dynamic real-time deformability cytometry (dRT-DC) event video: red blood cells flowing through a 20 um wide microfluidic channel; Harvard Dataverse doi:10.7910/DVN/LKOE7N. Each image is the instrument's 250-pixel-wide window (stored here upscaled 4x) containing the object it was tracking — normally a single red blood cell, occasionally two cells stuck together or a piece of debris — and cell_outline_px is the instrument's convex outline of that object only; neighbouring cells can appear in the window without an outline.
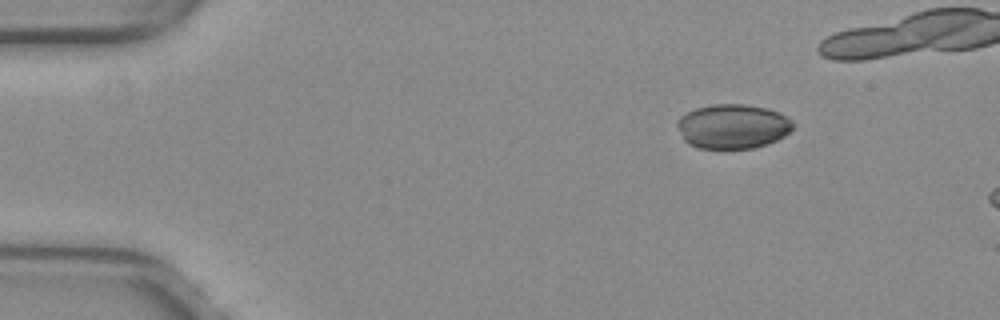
{"species": "common noctule bat (a hibernating species)", "species_latin": "Nyctalus noctula", "temperature_condition": "warm", "stored_images_in_passage": 8, "camera_frame_rate_fps": 3000, "um_per_image_px": 0.085, "animal": {"sex": "female", "body_mass_g": 29.2, "forearm_length_mm": 56.3}, "frame": {"image": 1, "passage_image": 1, "time_ms": 0.0, "image_size_px": [1000, 320], "cell_outline_px": [[792, 128], [784, 136], [768, 144], [752, 148], [700, 148], [688, 144], [684, 140], [676, 124], [676, 120], [680, 116], [696, 108], [712, 104], [744, 104], [768, 108], [780, 112], [788, 116], [792, 120]], "centroid_in_image_um": [62.28, 10.73], "position_along_channel_um": 22.7, "area_um2": 30.11}}